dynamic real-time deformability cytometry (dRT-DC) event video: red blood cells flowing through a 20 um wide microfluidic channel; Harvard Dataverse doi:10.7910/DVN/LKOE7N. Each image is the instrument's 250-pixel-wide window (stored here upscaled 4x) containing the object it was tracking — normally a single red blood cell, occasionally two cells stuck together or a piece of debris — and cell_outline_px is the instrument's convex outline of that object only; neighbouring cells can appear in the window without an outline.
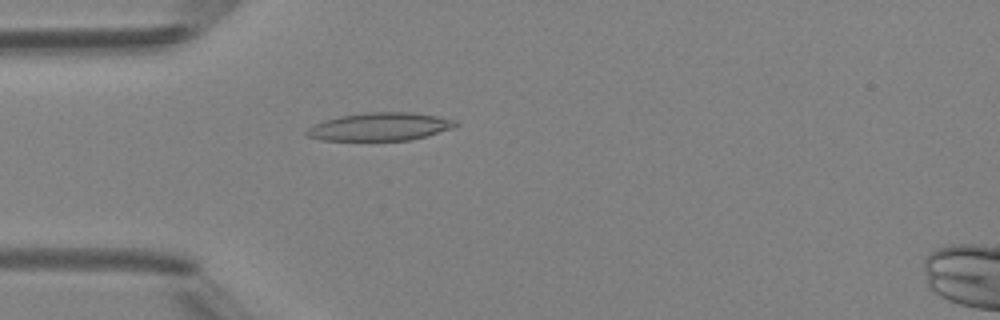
{"species": "Egyptian fruit bat (a non-hibernating species)", "species_latin": "Rousettus aegyptiacus", "temperature_condition": "room temperature", "stored_images_in_passage": 4, "camera_frame_rate_fps": 3000, "um_per_image_px": 0.085, "animal": {"sex": "female"}, "frame": {"image": 1, "passage_image": 4, "time_ms": 3.333, "image_size_px": [1000, 320], "cell_outline_px": [[460, 124], [452, 128], [412, 140], [320, 140], [308, 136], [304, 132], [308, 128], [324, 120], [340, 116], [364, 112], [412, 112], [436, 116], [456, 120]], "centroid_in_image_um": [32.3, 10.76], "position_along_channel_um": 52.7, "area_um2": 24.22}}